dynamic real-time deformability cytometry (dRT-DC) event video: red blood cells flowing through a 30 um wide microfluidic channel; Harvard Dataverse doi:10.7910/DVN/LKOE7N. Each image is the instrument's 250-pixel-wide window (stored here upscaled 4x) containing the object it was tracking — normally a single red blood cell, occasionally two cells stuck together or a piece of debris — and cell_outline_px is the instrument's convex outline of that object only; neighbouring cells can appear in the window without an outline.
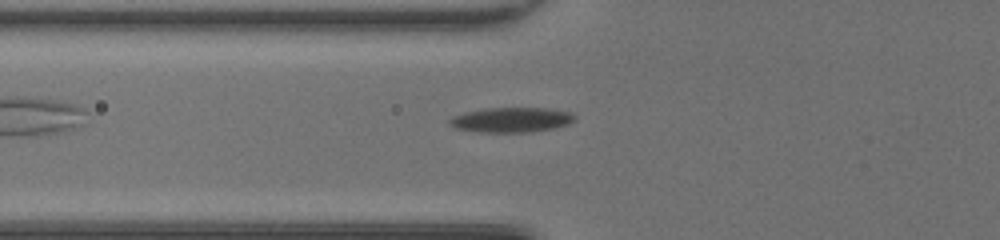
{"species": "common noctule bat (a hibernating species)", "species_latin": "Nyctalus noctula", "temperature_condition": "room temperature", "stored_images_in_passage": 37, "camera_frame_rate_fps": 3000, "um_per_image_px": 0.085, "animal": {"sex": "female", "body_mass_g": 20.0, "forearm_length_mm": 54.0}, "frame": {"image": 1, "passage_image": 6, "time_ms": 1.667, "image_size_px": [1000, 240], "cell_outline_px": [[576, 120], [568, 124], [552, 128], [532, 132], [480, 132], [456, 128], [448, 124], [448, 120], [452, 116], [464, 112], [484, 108], [548, 108], [572, 112], [576, 116]], "centroid_in_image_um": [43.47, 10.18], "position_along_channel_um": 82.3, "area_um2": 18.32}}
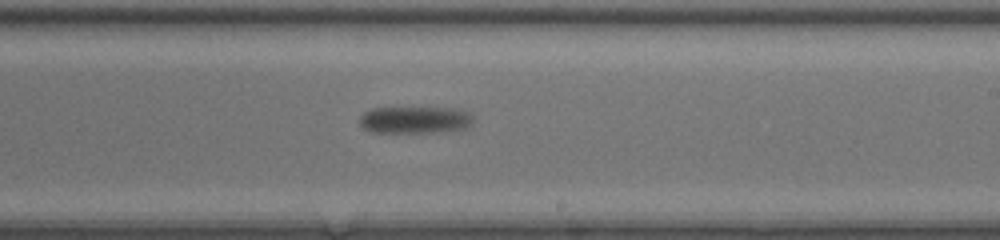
{"frame": {"image": 2, "passage_image": 19, "time_ms": 6.0, "image_size_px": [1000, 240], "cell_outline_px": [[472, 124], [464, 128], [440, 132], [372, 132], [364, 128], [360, 124], [360, 116], [364, 112], [372, 108], [460, 108], [468, 112], [472, 116]], "centroid_in_image_um": [35.28, 10.18], "position_along_channel_um": 253.7, "area_um2": 17.86}}
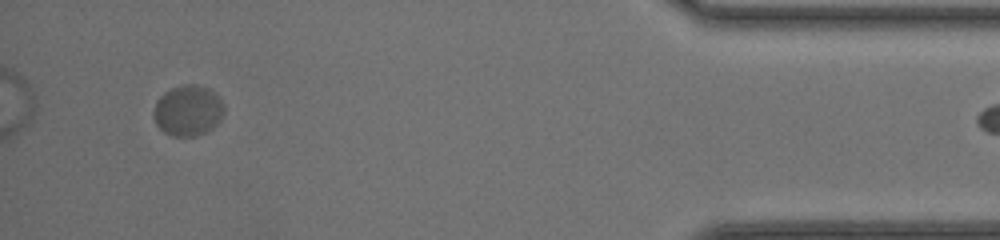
{"frame": {"image": 3, "passage_image": 36, "time_ms": 11.667, "image_size_px": [1000, 240], "cell_outline_px": [[224, 112], [220, 120], [212, 128], [196, 136], [172, 136], [164, 132], [156, 124], [156, 100], [164, 92], [172, 88], [184, 84], [196, 84], [208, 88], [220, 96], [224, 104]], "centroid_in_image_um": [16.02, 9.38], "position_along_channel_um": 419.2, "area_um2": 20.69}}